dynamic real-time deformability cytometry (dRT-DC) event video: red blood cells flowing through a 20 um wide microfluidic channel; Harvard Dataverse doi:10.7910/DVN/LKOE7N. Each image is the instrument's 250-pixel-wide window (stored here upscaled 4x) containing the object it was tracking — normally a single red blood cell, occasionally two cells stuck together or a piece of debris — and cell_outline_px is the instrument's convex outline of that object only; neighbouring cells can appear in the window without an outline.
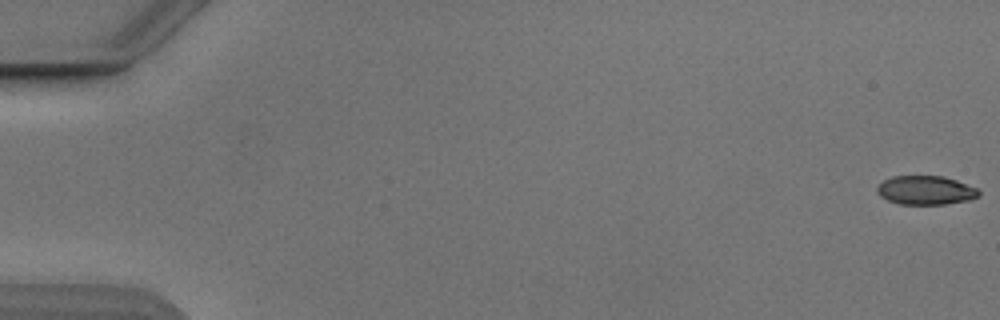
{"species": "Egyptian fruit bat (a non-hibernating species)", "species_latin": "Rousettus aegyptiacus", "temperature_condition": "cold", "stored_images_in_passage": 54, "camera_frame_rate_fps": 3000, "um_per_image_px": 0.085, "animal": {"sex": "male"}, "frame": {"image": 1, "passage_image": 1, "time_ms": 0.0, "image_size_px": [1000, 320], "cell_outline_px": [[980, 196], [968, 200], [944, 204], [900, 204], [888, 200], [880, 196], [876, 188], [884, 180], [892, 176], [944, 176], [956, 180], [976, 188], [980, 192]], "centroid_in_image_um": [78.68, 16.17], "position_along_channel_um": 6.3, "area_um2": 16.99}}
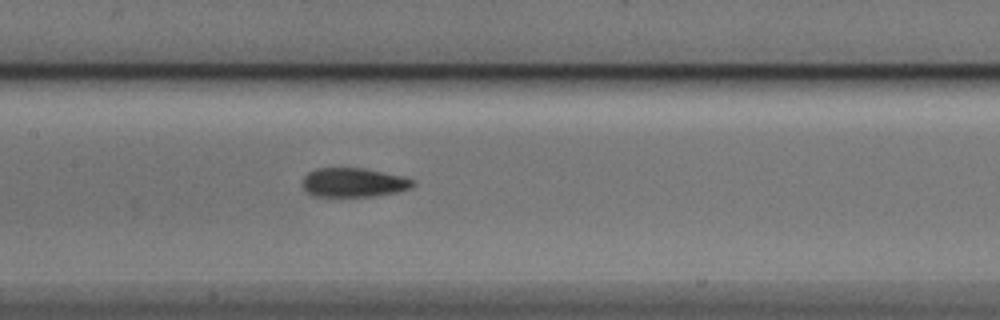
{"frame": {"image": 2, "passage_image": 27, "time_ms": 8.667, "image_size_px": [1000, 320], "cell_outline_px": [[416, 184], [412, 188], [396, 192], [376, 196], [312, 196], [304, 188], [304, 176], [308, 172], [316, 168], [364, 168], [404, 176], [416, 180]], "centroid_in_image_um": [30.12, 15.51], "position_along_channel_um": 177.3, "area_um2": 18.84}}
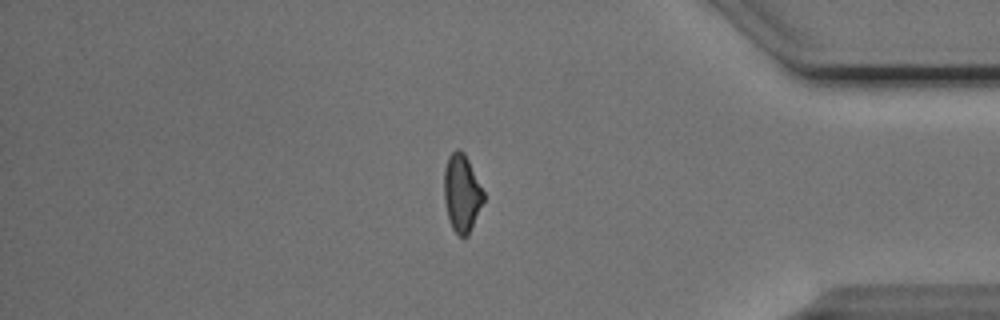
{"frame": {"image": 3, "passage_image": 46, "time_ms": 15.0, "image_size_px": [1000, 320], "cell_outline_px": [[484, 200], [468, 236], [460, 236], [452, 228], [448, 216], [444, 200], [444, 168], [448, 156], [456, 148], [460, 148], [464, 152], [484, 192]], "centroid_in_image_um": [39.24, 16.38], "position_along_channel_um": 396.0, "area_um2": 17.74}, "authors_computed_cell_mechanics": {"area_um2": 18.5538, "velocity_mm_per_s": 3.88, "shape_relaxation_time_tau1_ms": 3.1574, "shape_relaxation_time_tau2_ms": 1.4164, "deformation_change_tau1": 0.146, "deformation_change_tau2": 0.0842}}